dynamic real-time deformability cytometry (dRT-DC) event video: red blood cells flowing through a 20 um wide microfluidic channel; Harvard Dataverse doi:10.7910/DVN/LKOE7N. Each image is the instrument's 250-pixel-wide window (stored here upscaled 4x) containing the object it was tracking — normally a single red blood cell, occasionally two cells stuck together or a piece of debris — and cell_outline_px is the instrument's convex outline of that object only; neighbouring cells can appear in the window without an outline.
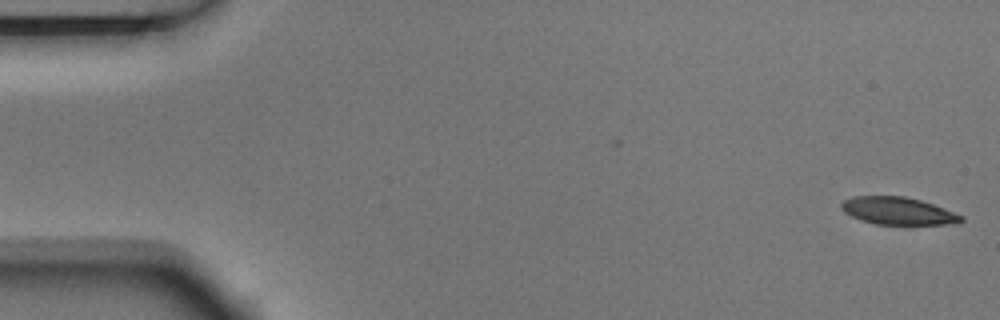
{"species": "Egyptian fruit bat (a non-hibernating species)", "species_latin": "Rousettus aegyptiacus", "temperature_condition": "room temperature", "stored_images_in_passage": 2, "camera_frame_rate_fps": 3000, "um_per_image_px": 0.085, "animal": {"sex": "male"}, "frame": {"image": 1, "passage_image": 2, "time_ms": 0.333, "image_size_px": [1000, 320], "cell_outline_px": [[964, 220], [960, 224], [876, 224], [860, 220], [844, 212], [840, 208], [840, 204], [844, 200], [852, 196], [904, 196], [920, 200], [944, 208], [964, 216]], "centroid_in_image_um": [76.33, 17.93], "position_along_channel_um": 8.7, "area_um2": 19.25}}